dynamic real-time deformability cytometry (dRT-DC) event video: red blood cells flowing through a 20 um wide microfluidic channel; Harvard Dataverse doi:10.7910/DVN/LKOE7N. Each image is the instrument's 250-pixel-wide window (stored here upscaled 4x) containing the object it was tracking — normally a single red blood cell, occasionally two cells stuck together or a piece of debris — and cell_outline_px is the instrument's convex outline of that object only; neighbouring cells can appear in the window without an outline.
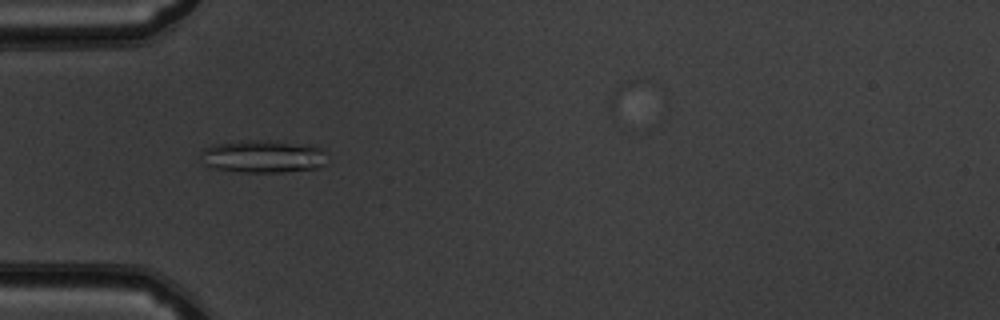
{"species": "common noctule bat (a hibernating species)", "species_latin": "Nyctalus noctula", "temperature_condition": "warm", "stored_images_in_passage": 41, "camera_frame_rate_fps": 3000, "um_per_image_px": 0.085, "animal": {"sex": "male", "body_mass_g": 19.5, "forearm_length_mm": 54.6}, "frame": {"image": 1, "passage_image": 10, "time_ms": 3.0, "image_size_px": [1000, 320], "cell_outline_px": [[324, 164], [316, 168], [280, 172], [240, 172], [208, 168], [204, 164], [200, 152], [204, 148], [216, 144], [244, 140], [276, 140], [312, 144], [320, 148], [324, 152]], "centroid_in_image_um": [22.32, 13.28], "position_along_channel_um": 62.7, "area_um2": 24.39}}
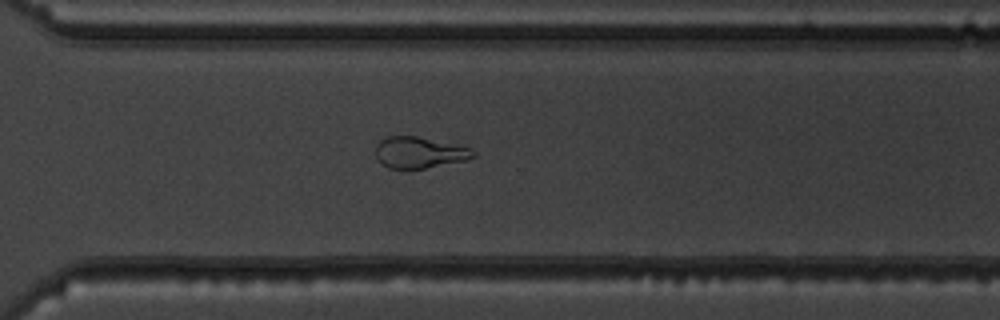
{"frame": {"image": 2, "passage_image": 31, "time_ms": 10.0, "image_size_px": [1000, 320], "cell_outline_px": [[476, 156], [468, 160], [424, 168], [388, 168], [380, 164], [376, 156], [376, 144], [384, 136], [416, 136], [472, 148], [476, 152]], "centroid_in_image_um": [35.64, 12.96], "position_along_channel_um": 335.0, "area_um2": 17.86}}
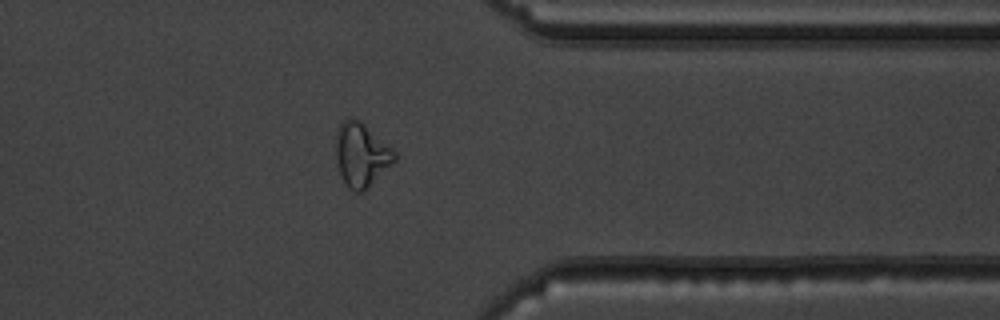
{"frame": {"image": 3, "passage_image": 35, "time_ms": 11.333, "image_size_px": [1000, 320], "cell_outline_px": [[396, 160], [364, 192], [356, 192], [348, 188], [344, 184], [336, 160], [336, 132], [340, 124], [348, 116], [352, 116], [360, 120], [392, 148], [396, 152]], "centroid_in_image_um": [30.7, 13.15], "position_along_channel_um": 380.7, "area_um2": 21.96}}